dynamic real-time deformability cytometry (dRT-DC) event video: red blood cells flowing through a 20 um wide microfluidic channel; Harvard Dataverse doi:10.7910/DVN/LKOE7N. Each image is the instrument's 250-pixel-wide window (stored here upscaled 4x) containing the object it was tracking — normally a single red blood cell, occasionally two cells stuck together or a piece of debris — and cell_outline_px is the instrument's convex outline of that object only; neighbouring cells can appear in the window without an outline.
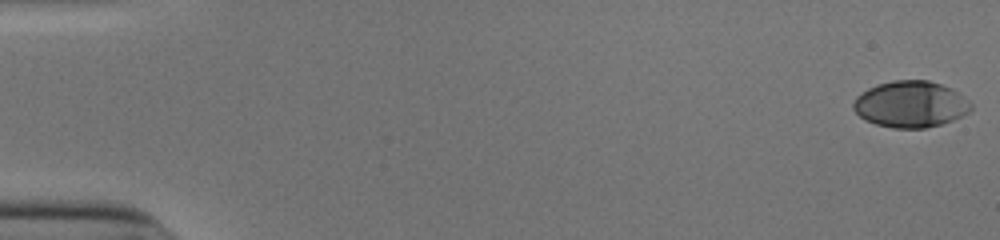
{"species": "human", "species_latin": "Homo sapiens", "temperature_condition": "cold", "stored_images_in_passage": 53, "camera_frame_rate_fps": 3000, "um_per_image_px": 0.085, "donor": {"sex": "male"}, "frame": {"image": 1, "passage_image": 1, "time_ms": 0.0, "image_size_px": [1000, 240], "cell_outline_px": [[972, 108], [968, 112], [952, 120], [940, 124], [924, 128], [892, 128], [876, 124], [864, 120], [852, 108], [852, 104], [856, 96], [860, 92], [876, 84], [892, 80], [928, 80], [952, 88], [972, 104]], "centroid_in_image_um": [77.35, 8.85], "position_along_channel_um": 7.6, "area_um2": 31.85}}
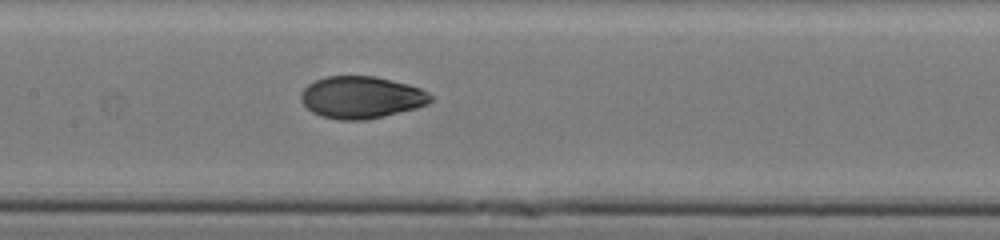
{"frame": {"image": 2, "passage_image": 27, "time_ms": 8.667, "image_size_px": [1000, 240], "cell_outline_px": [[432, 100], [428, 104], [416, 108], [384, 116], [364, 120], [340, 120], [320, 116], [312, 112], [300, 100], [300, 92], [308, 84], [316, 80], [328, 76], [376, 76], [408, 84], [420, 88], [428, 92], [432, 96]], "centroid_in_image_um": [30.71, 8.27], "position_along_channel_um": 176.7, "area_um2": 31.91}}
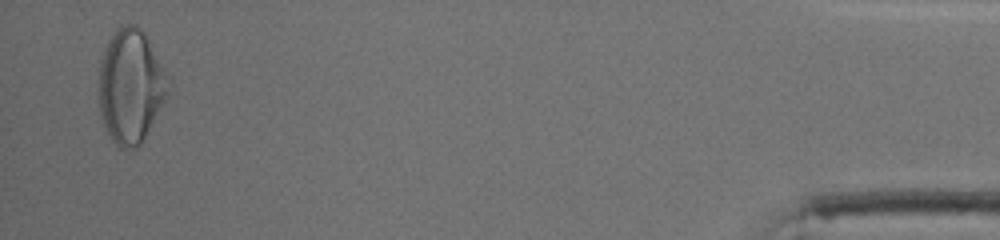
{"frame": {"image": 3, "passage_image": 52, "time_ms": 17.0, "image_size_px": [1000, 240], "cell_outline_px": [[172, 84], [164, 100], [140, 144], [132, 148], [120, 148], [112, 140], [104, 124], [100, 112], [96, 88], [96, 84], [100, 60], [104, 48], [108, 40], [116, 28], [120, 24], [136, 24], [144, 32]], "centroid_in_image_um": [11.05, 7.27], "position_along_channel_um": 424.1, "area_um2": 46.24}, "authors_computed_cell_mechanics": {"area_um2": 32.079, "velocity_mm_per_s": 3.9135, "shape_relaxation_time_tau1_ms": 3.8782, "shape_relaxation_time_tau2_ms": 0.9683, "deformation_change_tau1": 0.1692, "deformation_change_tau2": 0.0378}}